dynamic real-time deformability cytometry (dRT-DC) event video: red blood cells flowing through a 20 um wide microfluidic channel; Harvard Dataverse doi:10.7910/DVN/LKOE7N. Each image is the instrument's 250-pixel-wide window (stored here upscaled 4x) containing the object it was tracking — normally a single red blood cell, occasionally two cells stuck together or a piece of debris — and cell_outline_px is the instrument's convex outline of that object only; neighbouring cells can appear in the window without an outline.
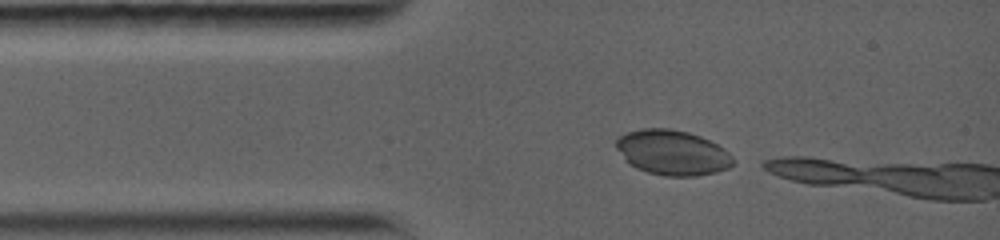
{"species": "common noctule bat (a hibernating species)", "species_latin": "Nyctalus noctula", "temperature_condition": "warm", "stored_images_in_passage": 6, "segment_of_instrument_passage": [1, 2], "camera_frame_rate_fps": 5000, "um_per_image_px": 0.085, "animal": {"sex": "female", "body_mass_g": 19.0, "forearm_length_mm": 56.7}, "frame": {"image": 1, "passage_image": 1, "time_ms": 0.0, "image_size_px": [1000, 240], "cell_outline_px": [[736, 164], [728, 168], [716, 172], [696, 176], [664, 176], [648, 172], [636, 168], [628, 164], [624, 160], [616, 148], [616, 140], [620, 136], [628, 132], [644, 128], [668, 128], [688, 132], [700, 136], [724, 148], [736, 160]], "centroid_in_image_um": [57.17, 12.98], "position_along_channel_um": 27.8, "area_um2": 30.87}}